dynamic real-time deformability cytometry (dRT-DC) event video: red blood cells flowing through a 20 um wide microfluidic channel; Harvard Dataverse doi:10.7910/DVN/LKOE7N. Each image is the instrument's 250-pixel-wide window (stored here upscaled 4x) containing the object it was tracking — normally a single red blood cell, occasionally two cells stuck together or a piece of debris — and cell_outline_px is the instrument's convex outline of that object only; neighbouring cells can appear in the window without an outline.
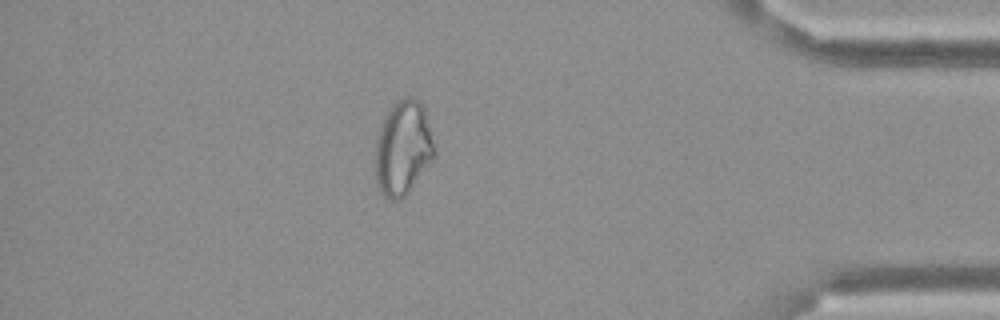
{"species": "Egyptian fruit bat (a non-hibernating species)", "species_latin": "Rousettus aegyptiacus", "temperature_condition": "cold", "stored_images_in_passage": 16, "camera_frame_rate_fps": 3000, "um_per_image_px": 0.085, "frame": {"image": 1, "passage_image": 16, "time_ms": 5.0, "image_size_px": [1000, 320], "cell_outline_px": [[436, 156], [408, 192], [404, 196], [396, 200], [392, 200], [384, 196], [380, 192], [376, 184], [376, 136], [380, 124], [388, 108], [396, 100], [404, 96], [412, 96], [420, 100], [424, 108], [436, 152]], "centroid_in_image_um": [34.24, 12.54], "position_along_channel_um": 401.0, "area_um2": 32.89}}